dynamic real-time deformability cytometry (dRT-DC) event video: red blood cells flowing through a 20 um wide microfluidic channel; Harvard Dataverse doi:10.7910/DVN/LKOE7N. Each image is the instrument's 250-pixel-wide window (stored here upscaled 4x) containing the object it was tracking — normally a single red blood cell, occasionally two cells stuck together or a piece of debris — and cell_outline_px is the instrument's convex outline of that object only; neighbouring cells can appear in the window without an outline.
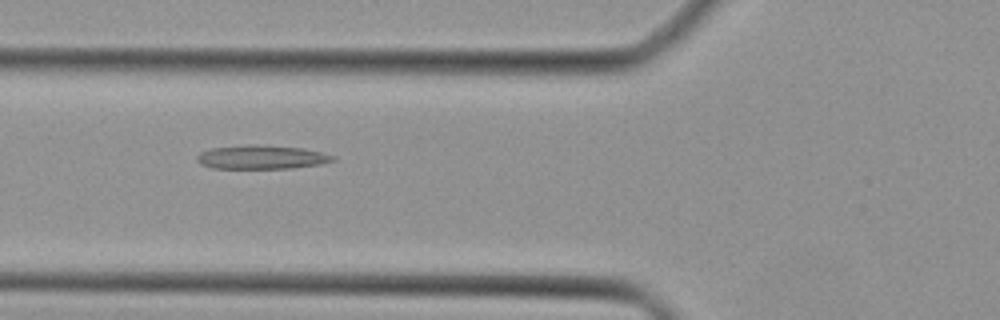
{"species": "Egyptian fruit bat (a non-hibernating species)", "species_latin": "Rousettus aegyptiacus", "temperature_condition": "cold", "stored_images_in_passage": 42, "camera_frame_rate_fps": 3000, "um_per_image_px": 0.085, "animal": {"sex": "female"}, "frame": {"image": 1, "passage_image": 17, "time_ms": 5.333, "image_size_px": [1000, 320], "cell_outline_px": [[336, 160], [320, 164], [292, 168], [212, 168], [200, 164], [196, 160], [196, 156], [200, 152], [212, 148], [252, 144], [256, 144], [304, 148], [336, 156]], "centroid_in_image_um": [22.23, 13.35], "position_along_channel_um": 103.6, "area_um2": 18.9}}
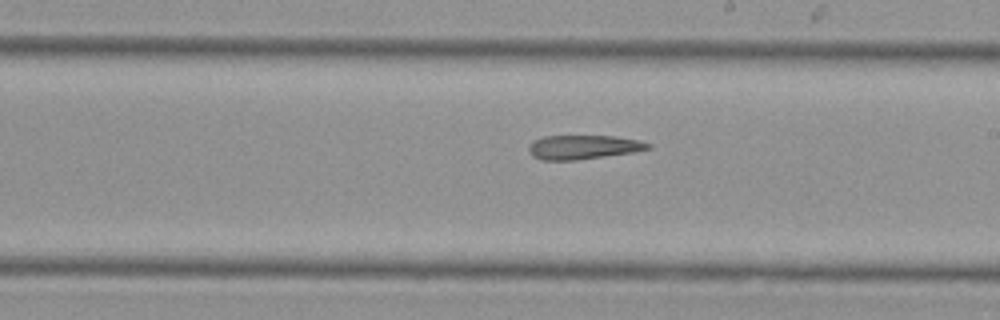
{"frame": {"image": 2, "passage_image": 26, "time_ms": 8.333, "image_size_px": [1000, 320], "cell_outline_px": [[652, 148], [632, 152], [576, 160], [540, 160], [532, 156], [528, 148], [532, 140], [544, 136], [616, 136], [640, 140], [652, 144]], "centroid_in_image_um": [49.57, 12.5], "position_along_channel_um": 239.4, "area_um2": 16.82}}
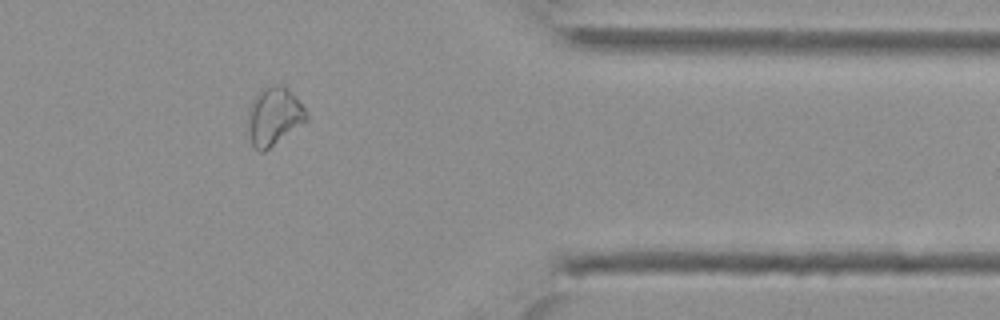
{"frame": {"image": 3, "passage_image": 37, "time_ms": 12.0, "image_size_px": [1000, 320], "cell_outline_px": [[308, 120], [264, 152], [260, 152], [252, 144], [248, 128], [248, 112], [252, 100], [260, 88], [272, 84], [280, 84], [288, 88], [308, 112]], "centroid_in_image_um": [23.29, 9.86], "position_along_channel_um": 388.1, "area_um2": 19.88}}